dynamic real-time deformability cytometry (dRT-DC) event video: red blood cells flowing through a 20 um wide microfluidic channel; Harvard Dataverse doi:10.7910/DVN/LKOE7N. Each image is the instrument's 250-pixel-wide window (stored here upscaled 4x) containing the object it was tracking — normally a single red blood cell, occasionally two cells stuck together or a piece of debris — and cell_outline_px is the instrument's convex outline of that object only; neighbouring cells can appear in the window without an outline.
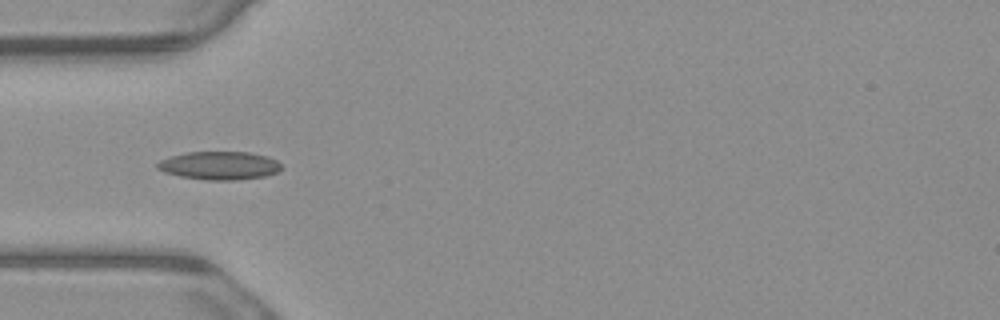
{"species": "common noctule bat (a hibernating species)", "species_latin": "Nyctalus noctula", "temperature_condition": "warm", "stored_images_in_passage": 5, "camera_frame_rate_fps": 3000, "um_per_image_px": 0.085, "animal": {"sex": "male", "body_mass_g": 23.1, "forearm_length_mm": 52.7}, "frame": {"image": 1, "passage_image": 5, "time_ms": 1.333, "image_size_px": [1000, 320], "cell_outline_px": [[284, 168], [276, 172], [264, 176], [240, 180], [208, 180], [180, 176], [164, 172], [156, 168], [156, 164], [160, 160], [172, 156], [188, 152], [248, 152], [268, 156], [276, 160]], "centroid_in_image_um": [18.67, 14.07], "position_along_channel_um": 66.3, "area_um2": 20.4}}